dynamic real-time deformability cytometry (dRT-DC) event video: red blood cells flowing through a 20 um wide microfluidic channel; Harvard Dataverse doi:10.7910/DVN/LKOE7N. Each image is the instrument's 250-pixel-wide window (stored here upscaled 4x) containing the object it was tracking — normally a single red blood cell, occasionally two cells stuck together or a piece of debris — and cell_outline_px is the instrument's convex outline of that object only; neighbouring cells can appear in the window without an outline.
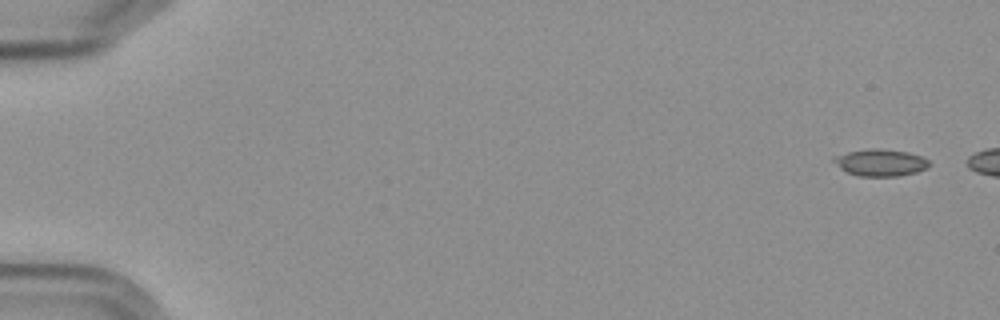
{"species": "Egyptian fruit bat (a non-hibernating species)", "species_latin": "Rousettus aegyptiacus", "temperature_condition": "cold", "stored_images_in_passage": 4, "camera_frame_rate_fps": 3000, "um_per_image_px": 0.085, "frame": {"image": 1, "passage_image": 1, "time_ms": 0.0, "image_size_px": [1000, 320], "cell_outline_px": [[932, 164], [928, 168], [916, 172], [900, 176], [860, 176], [848, 172], [840, 168], [832, 160], [832, 156], [848, 152], [872, 148], [880, 148], [908, 152], [920, 156], [928, 160]], "centroid_in_image_um": [74.86, 13.82], "position_along_channel_um": 10.1, "area_um2": 15.03}}